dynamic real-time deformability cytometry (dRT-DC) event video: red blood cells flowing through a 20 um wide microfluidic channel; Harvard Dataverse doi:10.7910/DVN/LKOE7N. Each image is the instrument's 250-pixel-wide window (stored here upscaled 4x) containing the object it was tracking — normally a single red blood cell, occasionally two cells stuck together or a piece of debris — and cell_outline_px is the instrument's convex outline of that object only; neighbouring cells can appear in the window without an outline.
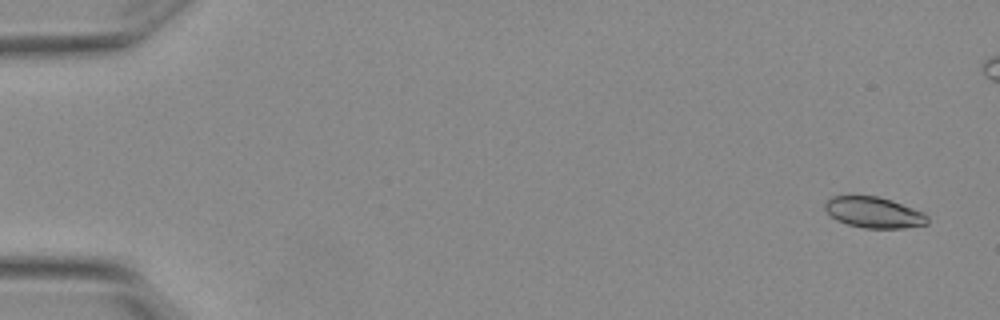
{"species": "Egyptian fruit bat (a non-hibernating species)", "species_latin": "Rousettus aegyptiacus", "temperature_condition": "warm", "stored_images_in_passage": 8, "camera_frame_rate_fps": 3000, "um_per_image_px": 0.085, "animal": {"sex": "female"}, "frame": {"image": 1, "passage_image": 1, "time_ms": 0.0, "image_size_px": [1000, 320], "cell_outline_px": [[928, 224], [904, 228], [864, 228], [848, 224], [836, 220], [824, 208], [824, 204], [832, 196], [876, 196], [892, 200], [924, 212], [928, 216]], "centroid_in_image_um": [74.31, 18.06], "position_along_channel_um": 10.7, "area_um2": 18.44}}
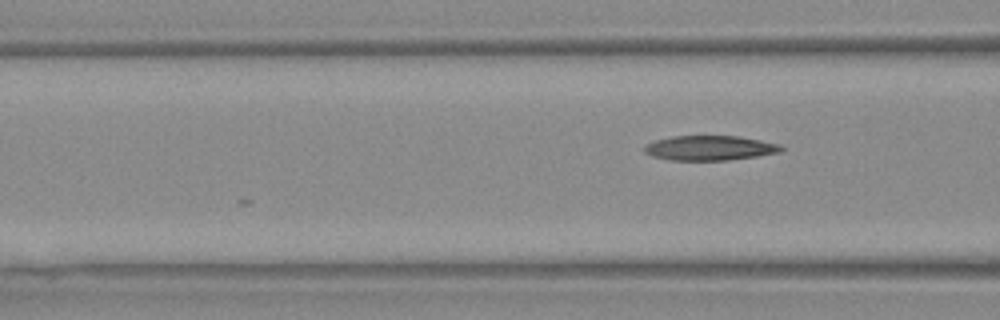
{"frame": {"image": 2, "passage_image": 8, "time_ms": 2.333, "image_size_px": [1000, 320], "cell_outline_px": [[784, 148], [780, 152], [756, 156], [728, 160], [668, 160], [652, 156], [644, 152], [644, 144], [656, 140], [672, 136], [740, 136], [780, 144]], "centroid_in_image_um": [60.31, 12.57], "position_along_channel_um": 106.3, "area_um2": 19.77}}